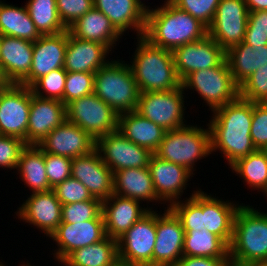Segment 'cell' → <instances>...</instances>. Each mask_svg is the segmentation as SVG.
Instances as JSON below:
<instances>
[{
  "mask_svg": "<svg viewBox=\"0 0 267 266\" xmlns=\"http://www.w3.org/2000/svg\"><path fill=\"white\" fill-rule=\"evenodd\" d=\"M211 113L208 125L212 154L219 151L230 167L237 160L257 150L250 136L253 102L239 96Z\"/></svg>",
  "mask_w": 267,
  "mask_h": 266,
  "instance_id": "cell-1",
  "label": "cell"
},
{
  "mask_svg": "<svg viewBox=\"0 0 267 266\" xmlns=\"http://www.w3.org/2000/svg\"><path fill=\"white\" fill-rule=\"evenodd\" d=\"M146 12L143 37L152 45L173 51L175 48L205 38L208 28L169 0Z\"/></svg>",
  "mask_w": 267,
  "mask_h": 266,
  "instance_id": "cell-2",
  "label": "cell"
},
{
  "mask_svg": "<svg viewBox=\"0 0 267 266\" xmlns=\"http://www.w3.org/2000/svg\"><path fill=\"white\" fill-rule=\"evenodd\" d=\"M136 39V49L128 64L140 92L180 88L181 80L176 72L172 51L152 45L143 36Z\"/></svg>",
  "mask_w": 267,
  "mask_h": 266,
  "instance_id": "cell-3",
  "label": "cell"
},
{
  "mask_svg": "<svg viewBox=\"0 0 267 266\" xmlns=\"http://www.w3.org/2000/svg\"><path fill=\"white\" fill-rule=\"evenodd\" d=\"M229 257L232 266L267 261V212L244 203L237 210Z\"/></svg>",
  "mask_w": 267,
  "mask_h": 266,
  "instance_id": "cell-4",
  "label": "cell"
},
{
  "mask_svg": "<svg viewBox=\"0 0 267 266\" xmlns=\"http://www.w3.org/2000/svg\"><path fill=\"white\" fill-rule=\"evenodd\" d=\"M205 125L207 128L193 122L192 125L166 131L154 154L185 167L195 176L198 161L212 154L211 132L207 122Z\"/></svg>",
  "mask_w": 267,
  "mask_h": 266,
  "instance_id": "cell-5",
  "label": "cell"
},
{
  "mask_svg": "<svg viewBox=\"0 0 267 266\" xmlns=\"http://www.w3.org/2000/svg\"><path fill=\"white\" fill-rule=\"evenodd\" d=\"M118 58L95 72L94 93L120 115L136 111L140 90L127 64L129 61Z\"/></svg>",
  "mask_w": 267,
  "mask_h": 266,
  "instance_id": "cell-6",
  "label": "cell"
},
{
  "mask_svg": "<svg viewBox=\"0 0 267 266\" xmlns=\"http://www.w3.org/2000/svg\"><path fill=\"white\" fill-rule=\"evenodd\" d=\"M181 86L185 93L196 91L210 112L239 97V86L233 79L226 59L219 66L190 73Z\"/></svg>",
  "mask_w": 267,
  "mask_h": 266,
  "instance_id": "cell-7",
  "label": "cell"
},
{
  "mask_svg": "<svg viewBox=\"0 0 267 266\" xmlns=\"http://www.w3.org/2000/svg\"><path fill=\"white\" fill-rule=\"evenodd\" d=\"M186 98L182 86L170 91L140 92L136 112L166 131L182 128L190 124L185 119Z\"/></svg>",
  "mask_w": 267,
  "mask_h": 266,
  "instance_id": "cell-8",
  "label": "cell"
},
{
  "mask_svg": "<svg viewBox=\"0 0 267 266\" xmlns=\"http://www.w3.org/2000/svg\"><path fill=\"white\" fill-rule=\"evenodd\" d=\"M66 120L79 126L95 140L118 130V114L95 93L68 103Z\"/></svg>",
  "mask_w": 267,
  "mask_h": 266,
  "instance_id": "cell-9",
  "label": "cell"
},
{
  "mask_svg": "<svg viewBox=\"0 0 267 266\" xmlns=\"http://www.w3.org/2000/svg\"><path fill=\"white\" fill-rule=\"evenodd\" d=\"M155 240L156 209H153L117 239L118 259L139 266H153Z\"/></svg>",
  "mask_w": 267,
  "mask_h": 266,
  "instance_id": "cell-10",
  "label": "cell"
},
{
  "mask_svg": "<svg viewBox=\"0 0 267 266\" xmlns=\"http://www.w3.org/2000/svg\"><path fill=\"white\" fill-rule=\"evenodd\" d=\"M31 88L8 84L0 91V135L22 139L27 144Z\"/></svg>",
  "mask_w": 267,
  "mask_h": 266,
  "instance_id": "cell-11",
  "label": "cell"
},
{
  "mask_svg": "<svg viewBox=\"0 0 267 266\" xmlns=\"http://www.w3.org/2000/svg\"><path fill=\"white\" fill-rule=\"evenodd\" d=\"M248 15L244 0H220L208 35L226 51L244 41Z\"/></svg>",
  "mask_w": 267,
  "mask_h": 266,
  "instance_id": "cell-12",
  "label": "cell"
},
{
  "mask_svg": "<svg viewBox=\"0 0 267 266\" xmlns=\"http://www.w3.org/2000/svg\"><path fill=\"white\" fill-rule=\"evenodd\" d=\"M96 149L113 173L127 168H147L153 154L126 139L118 130L99 137Z\"/></svg>",
  "mask_w": 267,
  "mask_h": 266,
  "instance_id": "cell-13",
  "label": "cell"
},
{
  "mask_svg": "<svg viewBox=\"0 0 267 266\" xmlns=\"http://www.w3.org/2000/svg\"><path fill=\"white\" fill-rule=\"evenodd\" d=\"M160 211H156L153 266H175L183 257L185 231L179 218L169 207H165L163 213Z\"/></svg>",
  "mask_w": 267,
  "mask_h": 266,
  "instance_id": "cell-14",
  "label": "cell"
},
{
  "mask_svg": "<svg viewBox=\"0 0 267 266\" xmlns=\"http://www.w3.org/2000/svg\"><path fill=\"white\" fill-rule=\"evenodd\" d=\"M105 237L104 218L72 224L61 223L49 237L57 246L51 251H54L53 258L60 264L74 250L97 243Z\"/></svg>",
  "mask_w": 267,
  "mask_h": 266,
  "instance_id": "cell-15",
  "label": "cell"
},
{
  "mask_svg": "<svg viewBox=\"0 0 267 266\" xmlns=\"http://www.w3.org/2000/svg\"><path fill=\"white\" fill-rule=\"evenodd\" d=\"M30 194L26 200L24 199L25 202L17 207V211L14 212L15 218L18 217L27 225H33L35 229L45 234L46 238L50 237L62 222V204L53 190Z\"/></svg>",
  "mask_w": 267,
  "mask_h": 266,
  "instance_id": "cell-16",
  "label": "cell"
},
{
  "mask_svg": "<svg viewBox=\"0 0 267 266\" xmlns=\"http://www.w3.org/2000/svg\"><path fill=\"white\" fill-rule=\"evenodd\" d=\"M172 53L176 72L181 82L190 73L219 66L226 59V51L209 35L179 46Z\"/></svg>",
  "mask_w": 267,
  "mask_h": 266,
  "instance_id": "cell-17",
  "label": "cell"
},
{
  "mask_svg": "<svg viewBox=\"0 0 267 266\" xmlns=\"http://www.w3.org/2000/svg\"><path fill=\"white\" fill-rule=\"evenodd\" d=\"M148 167L157 197L166 207L182 200L181 197L189 186L188 182L194 177L189 170L181 165L160 159L155 154L150 157Z\"/></svg>",
  "mask_w": 267,
  "mask_h": 266,
  "instance_id": "cell-18",
  "label": "cell"
},
{
  "mask_svg": "<svg viewBox=\"0 0 267 266\" xmlns=\"http://www.w3.org/2000/svg\"><path fill=\"white\" fill-rule=\"evenodd\" d=\"M71 176L79 180L93 198L104 201L113 194V172L102 161L97 149L72 159Z\"/></svg>",
  "mask_w": 267,
  "mask_h": 266,
  "instance_id": "cell-19",
  "label": "cell"
},
{
  "mask_svg": "<svg viewBox=\"0 0 267 266\" xmlns=\"http://www.w3.org/2000/svg\"><path fill=\"white\" fill-rule=\"evenodd\" d=\"M45 153L71 159L91 153L96 140L74 123L65 120L38 145Z\"/></svg>",
  "mask_w": 267,
  "mask_h": 266,
  "instance_id": "cell-20",
  "label": "cell"
},
{
  "mask_svg": "<svg viewBox=\"0 0 267 266\" xmlns=\"http://www.w3.org/2000/svg\"><path fill=\"white\" fill-rule=\"evenodd\" d=\"M68 42V30L45 35L33 42V56L29 75L20 83L30 87L38 78L52 70L64 68L65 51Z\"/></svg>",
  "mask_w": 267,
  "mask_h": 266,
  "instance_id": "cell-21",
  "label": "cell"
},
{
  "mask_svg": "<svg viewBox=\"0 0 267 266\" xmlns=\"http://www.w3.org/2000/svg\"><path fill=\"white\" fill-rule=\"evenodd\" d=\"M65 120L66 105L62 101L39 97L31 90L27 145H39Z\"/></svg>",
  "mask_w": 267,
  "mask_h": 266,
  "instance_id": "cell-22",
  "label": "cell"
},
{
  "mask_svg": "<svg viewBox=\"0 0 267 266\" xmlns=\"http://www.w3.org/2000/svg\"><path fill=\"white\" fill-rule=\"evenodd\" d=\"M111 53L106 45L76 38L68 31L64 69L66 72L95 73L112 59Z\"/></svg>",
  "mask_w": 267,
  "mask_h": 266,
  "instance_id": "cell-23",
  "label": "cell"
},
{
  "mask_svg": "<svg viewBox=\"0 0 267 266\" xmlns=\"http://www.w3.org/2000/svg\"><path fill=\"white\" fill-rule=\"evenodd\" d=\"M144 205L142 207L141 202L116 194L102 201L106 236L116 240L121 237L149 211Z\"/></svg>",
  "mask_w": 267,
  "mask_h": 266,
  "instance_id": "cell-24",
  "label": "cell"
},
{
  "mask_svg": "<svg viewBox=\"0 0 267 266\" xmlns=\"http://www.w3.org/2000/svg\"><path fill=\"white\" fill-rule=\"evenodd\" d=\"M33 42L1 35L0 69L9 84H20L30 73Z\"/></svg>",
  "mask_w": 267,
  "mask_h": 266,
  "instance_id": "cell-25",
  "label": "cell"
},
{
  "mask_svg": "<svg viewBox=\"0 0 267 266\" xmlns=\"http://www.w3.org/2000/svg\"><path fill=\"white\" fill-rule=\"evenodd\" d=\"M113 180V194L137 200L142 204L144 201L149 210H153V205L164 204L154 190L149 167L116 171L113 173ZM147 203H152V207Z\"/></svg>",
  "mask_w": 267,
  "mask_h": 266,
  "instance_id": "cell-26",
  "label": "cell"
},
{
  "mask_svg": "<svg viewBox=\"0 0 267 266\" xmlns=\"http://www.w3.org/2000/svg\"><path fill=\"white\" fill-rule=\"evenodd\" d=\"M240 204V205H239ZM243 203L222 200L202 190V213L205 229L220 237L228 246L231 244L234 219Z\"/></svg>",
  "mask_w": 267,
  "mask_h": 266,
  "instance_id": "cell-27",
  "label": "cell"
},
{
  "mask_svg": "<svg viewBox=\"0 0 267 266\" xmlns=\"http://www.w3.org/2000/svg\"><path fill=\"white\" fill-rule=\"evenodd\" d=\"M94 7L106 15L114 28L123 36L129 30L136 38L143 36L146 11L136 0H94ZM133 30V31H132Z\"/></svg>",
  "mask_w": 267,
  "mask_h": 266,
  "instance_id": "cell-28",
  "label": "cell"
},
{
  "mask_svg": "<svg viewBox=\"0 0 267 266\" xmlns=\"http://www.w3.org/2000/svg\"><path fill=\"white\" fill-rule=\"evenodd\" d=\"M67 30L76 38L106 45L112 52L115 51L114 47L119 45L121 42L119 40L122 38L109 18L95 7L77 19Z\"/></svg>",
  "mask_w": 267,
  "mask_h": 266,
  "instance_id": "cell-29",
  "label": "cell"
},
{
  "mask_svg": "<svg viewBox=\"0 0 267 266\" xmlns=\"http://www.w3.org/2000/svg\"><path fill=\"white\" fill-rule=\"evenodd\" d=\"M118 131L131 142L153 154L159 148L166 130L136 111L118 115Z\"/></svg>",
  "mask_w": 267,
  "mask_h": 266,
  "instance_id": "cell-30",
  "label": "cell"
},
{
  "mask_svg": "<svg viewBox=\"0 0 267 266\" xmlns=\"http://www.w3.org/2000/svg\"><path fill=\"white\" fill-rule=\"evenodd\" d=\"M226 61L234 81L240 86L252 73L267 64V45L251 46L243 41L226 50Z\"/></svg>",
  "mask_w": 267,
  "mask_h": 266,
  "instance_id": "cell-31",
  "label": "cell"
},
{
  "mask_svg": "<svg viewBox=\"0 0 267 266\" xmlns=\"http://www.w3.org/2000/svg\"><path fill=\"white\" fill-rule=\"evenodd\" d=\"M16 173L32 193L52 190L47 179L44 151L38 145H27L22 150Z\"/></svg>",
  "mask_w": 267,
  "mask_h": 266,
  "instance_id": "cell-32",
  "label": "cell"
},
{
  "mask_svg": "<svg viewBox=\"0 0 267 266\" xmlns=\"http://www.w3.org/2000/svg\"><path fill=\"white\" fill-rule=\"evenodd\" d=\"M0 35L35 42L41 37L26 6H15L0 0Z\"/></svg>",
  "mask_w": 267,
  "mask_h": 266,
  "instance_id": "cell-33",
  "label": "cell"
},
{
  "mask_svg": "<svg viewBox=\"0 0 267 266\" xmlns=\"http://www.w3.org/2000/svg\"><path fill=\"white\" fill-rule=\"evenodd\" d=\"M118 260L117 240L106 236L101 241L71 252L63 266H113Z\"/></svg>",
  "mask_w": 267,
  "mask_h": 266,
  "instance_id": "cell-34",
  "label": "cell"
},
{
  "mask_svg": "<svg viewBox=\"0 0 267 266\" xmlns=\"http://www.w3.org/2000/svg\"><path fill=\"white\" fill-rule=\"evenodd\" d=\"M228 168L235 173V176L237 174L248 188L258 190L263 193V196L265 195L267 192V152L265 150L257 149Z\"/></svg>",
  "mask_w": 267,
  "mask_h": 266,
  "instance_id": "cell-35",
  "label": "cell"
},
{
  "mask_svg": "<svg viewBox=\"0 0 267 266\" xmlns=\"http://www.w3.org/2000/svg\"><path fill=\"white\" fill-rule=\"evenodd\" d=\"M183 256L230 258L229 246L217 235L201 231L185 232Z\"/></svg>",
  "mask_w": 267,
  "mask_h": 266,
  "instance_id": "cell-36",
  "label": "cell"
},
{
  "mask_svg": "<svg viewBox=\"0 0 267 266\" xmlns=\"http://www.w3.org/2000/svg\"><path fill=\"white\" fill-rule=\"evenodd\" d=\"M25 6L41 36L55 35L67 30L59 18L56 0H28Z\"/></svg>",
  "mask_w": 267,
  "mask_h": 266,
  "instance_id": "cell-37",
  "label": "cell"
},
{
  "mask_svg": "<svg viewBox=\"0 0 267 266\" xmlns=\"http://www.w3.org/2000/svg\"><path fill=\"white\" fill-rule=\"evenodd\" d=\"M169 208L179 218L185 232L205 229L202 213V190L196 187L190 196L172 203Z\"/></svg>",
  "mask_w": 267,
  "mask_h": 266,
  "instance_id": "cell-38",
  "label": "cell"
},
{
  "mask_svg": "<svg viewBox=\"0 0 267 266\" xmlns=\"http://www.w3.org/2000/svg\"><path fill=\"white\" fill-rule=\"evenodd\" d=\"M66 77L65 69L58 68L38 78L30 88L32 93L39 97L55 99L64 103Z\"/></svg>",
  "mask_w": 267,
  "mask_h": 266,
  "instance_id": "cell-39",
  "label": "cell"
},
{
  "mask_svg": "<svg viewBox=\"0 0 267 266\" xmlns=\"http://www.w3.org/2000/svg\"><path fill=\"white\" fill-rule=\"evenodd\" d=\"M94 218H103L101 200H87L62 205L61 223H80Z\"/></svg>",
  "mask_w": 267,
  "mask_h": 266,
  "instance_id": "cell-40",
  "label": "cell"
},
{
  "mask_svg": "<svg viewBox=\"0 0 267 266\" xmlns=\"http://www.w3.org/2000/svg\"><path fill=\"white\" fill-rule=\"evenodd\" d=\"M239 96L253 103L267 102V64H264L239 86Z\"/></svg>",
  "mask_w": 267,
  "mask_h": 266,
  "instance_id": "cell-41",
  "label": "cell"
},
{
  "mask_svg": "<svg viewBox=\"0 0 267 266\" xmlns=\"http://www.w3.org/2000/svg\"><path fill=\"white\" fill-rule=\"evenodd\" d=\"M95 73L67 72L64 88V104L94 93Z\"/></svg>",
  "mask_w": 267,
  "mask_h": 266,
  "instance_id": "cell-42",
  "label": "cell"
},
{
  "mask_svg": "<svg viewBox=\"0 0 267 266\" xmlns=\"http://www.w3.org/2000/svg\"><path fill=\"white\" fill-rule=\"evenodd\" d=\"M182 11L188 12L207 28L211 25L220 0H169Z\"/></svg>",
  "mask_w": 267,
  "mask_h": 266,
  "instance_id": "cell-43",
  "label": "cell"
},
{
  "mask_svg": "<svg viewBox=\"0 0 267 266\" xmlns=\"http://www.w3.org/2000/svg\"><path fill=\"white\" fill-rule=\"evenodd\" d=\"M52 190L62 205L87 200H99L93 198L89 190L72 176L57 184Z\"/></svg>",
  "mask_w": 267,
  "mask_h": 266,
  "instance_id": "cell-44",
  "label": "cell"
},
{
  "mask_svg": "<svg viewBox=\"0 0 267 266\" xmlns=\"http://www.w3.org/2000/svg\"><path fill=\"white\" fill-rule=\"evenodd\" d=\"M244 42L251 46L267 45V10L249 11Z\"/></svg>",
  "mask_w": 267,
  "mask_h": 266,
  "instance_id": "cell-45",
  "label": "cell"
},
{
  "mask_svg": "<svg viewBox=\"0 0 267 266\" xmlns=\"http://www.w3.org/2000/svg\"><path fill=\"white\" fill-rule=\"evenodd\" d=\"M27 146L24 140L0 135V168L16 170L22 150Z\"/></svg>",
  "mask_w": 267,
  "mask_h": 266,
  "instance_id": "cell-46",
  "label": "cell"
},
{
  "mask_svg": "<svg viewBox=\"0 0 267 266\" xmlns=\"http://www.w3.org/2000/svg\"><path fill=\"white\" fill-rule=\"evenodd\" d=\"M47 179L51 188L71 177L72 159L44 152Z\"/></svg>",
  "mask_w": 267,
  "mask_h": 266,
  "instance_id": "cell-47",
  "label": "cell"
},
{
  "mask_svg": "<svg viewBox=\"0 0 267 266\" xmlns=\"http://www.w3.org/2000/svg\"><path fill=\"white\" fill-rule=\"evenodd\" d=\"M250 136L256 149H267V102L253 103Z\"/></svg>",
  "mask_w": 267,
  "mask_h": 266,
  "instance_id": "cell-48",
  "label": "cell"
},
{
  "mask_svg": "<svg viewBox=\"0 0 267 266\" xmlns=\"http://www.w3.org/2000/svg\"><path fill=\"white\" fill-rule=\"evenodd\" d=\"M56 2L59 18L67 29L94 7V0H56Z\"/></svg>",
  "mask_w": 267,
  "mask_h": 266,
  "instance_id": "cell-49",
  "label": "cell"
},
{
  "mask_svg": "<svg viewBox=\"0 0 267 266\" xmlns=\"http://www.w3.org/2000/svg\"><path fill=\"white\" fill-rule=\"evenodd\" d=\"M175 266H232L230 258L183 256Z\"/></svg>",
  "mask_w": 267,
  "mask_h": 266,
  "instance_id": "cell-50",
  "label": "cell"
},
{
  "mask_svg": "<svg viewBox=\"0 0 267 266\" xmlns=\"http://www.w3.org/2000/svg\"><path fill=\"white\" fill-rule=\"evenodd\" d=\"M248 11L267 10V0H244Z\"/></svg>",
  "mask_w": 267,
  "mask_h": 266,
  "instance_id": "cell-51",
  "label": "cell"
},
{
  "mask_svg": "<svg viewBox=\"0 0 267 266\" xmlns=\"http://www.w3.org/2000/svg\"><path fill=\"white\" fill-rule=\"evenodd\" d=\"M8 84L9 83L4 78L3 73L0 69V91H2Z\"/></svg>",
  "mask_w": 267,
  "mask_h": 266,
  "instance_id": "cell-52",
  "label": "cell"
},
{
  "mask_svg": "<svg viewBox=\"0 0 267 266\" xmlns=\"http://www.w3.org/2000/svg\"><path fill=\"white\" fill-rule=\"evenodd\" d=\"M113 266H139L137 264L127 263L121 260H117V262Z\"/></svg>",
  "mask_w": 267,
  "mask_h": 266,
  "instance_id": "cell-53",
  "label": "cell"
},
{
  "mask_svg": "<svg viewBox=\"0 0 267 266\" xmlns=\"http://www.w3.org/2000/svg\"><path fill=\"white\" fill-rule=\"evenodd\" d=\"M136 1L146 12H148L152 9V7H150V5L149 6L146 5L144 0H143L144 3L142 2V0H136Z\"/></svg>",
  "mask_w": 267,
  "mask_h": 266,
  "instance_id": "cell-54",
  "label": "cell"
},
{
  "mask_svg": "<svg viewBox=\"0 0 267 266\" xmlns=\"http://www.w3.org/2000/svg\"><path fill=\"white\" fill-rule=\"evenodd\" d=\"M247 266H267V261L251 263Z\"/></svg>",
  "mask_w": 267,
  "mask_h": 266,
  "instance_id": "cell-55",
  "label": "cell"
},
{
  "mask_svg": "<svg viewBox=\"0 0 267 266\" xmlns=\"http://www.w3.org/2000/svg\"><path fill=\"white\" fill-rule=\"evenodd\" d=\"M22 266H34L33 264H30V263H28V260L26 261V263L25 262H23V265Z\"/></svg>",
  "mask_w": 267,
  "mask_h": 266,
  "instance_id": "cell-56",
  "label": "cell"
},
{
  "mask_svg": "<svg viewBox=\"0 0 267 266\" xmlns=\"http://www.w3.org/2000/svg\"><path fill=\"white\" fill-rule=\"evenodd\" d=\"M6 263H4L3 262V260L2 261H0V266H8L7 264L5 265ZM23 264H20L19 266H22Z\"/></svg>",
  "mask_w": 267,
  "mask_h": 266,
  "instance_id": "cell-57",
  "label": "cell"
}]
</instances>
